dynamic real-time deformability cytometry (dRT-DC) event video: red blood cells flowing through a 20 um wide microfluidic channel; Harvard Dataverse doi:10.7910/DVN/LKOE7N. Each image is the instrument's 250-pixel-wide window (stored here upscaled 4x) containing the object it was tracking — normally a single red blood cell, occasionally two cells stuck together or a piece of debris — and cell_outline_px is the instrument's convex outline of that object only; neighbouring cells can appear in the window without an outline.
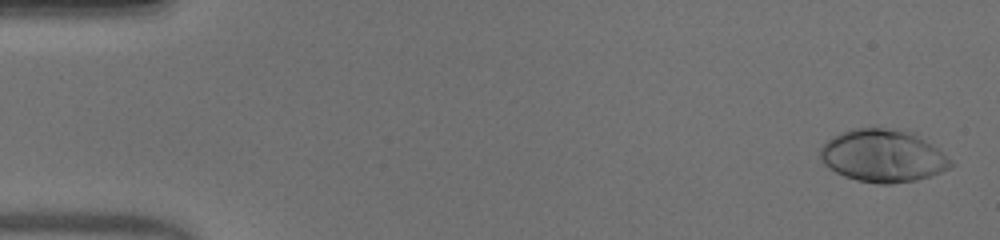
{"species": "human", "species_latin": "Homo sapiens", "temperature_condition": "warm", "stored_images_in_passage": 52, "camera_frame_rate_fps": 3000, "um_per_image_px": 0.085, "donor": {"sex": "male"}, "frame": {"image": 1, "passage_image": 2, "time_ms": 0.333, "image_size_px": [1000, 240], "cell_outline_px": [[956, 164], [940, 172], [916, 180], [892, 184], [880, 184], [856, 180], [844, 176], [828, 168], [824, 164], [820, 156], [820, 148], [832, 136], [840, 132], [852, 128], [884, 128], [916, 132], [952, 160]], "centroid_in_image_um": [75.04, 13.24], "position_along_channel_um": 10.0, "area_um2": 40.11}}
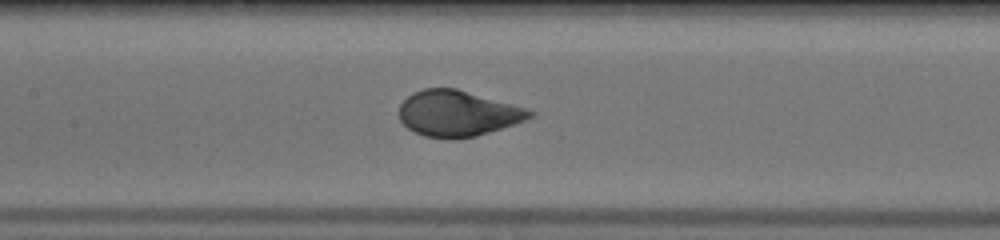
{"frame": {"image": 2, "passage_image": 25, "time_ms": 8.0, "image_size_px": [1000, 240], "cell_outline_px": [[536, 116], [476, 136], [424, 136], [408, 128], [400, 120], [396, 112], [400, 104], [412, 92], [424, 88], [456, 88], [528, 108], [536, 112]], "centroid_in_image_um": [38.89, 9.59], "position_along_channel_um": 168.5, "area_um2": 34.39}}
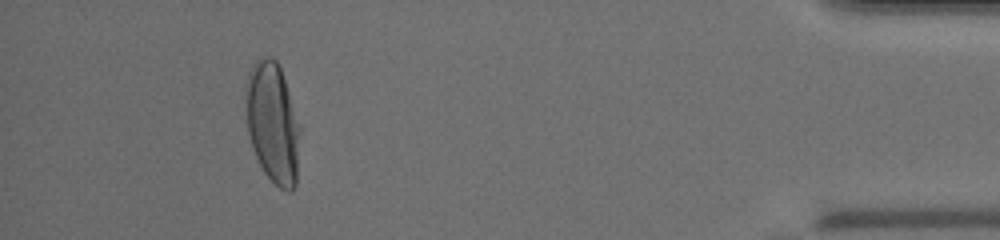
{"frame": {"image": 3, "passage_image": 48, "time_ms": 15.667, "image_size_px": [1000, 240], "cell_outline_px": [[300, 132], [296, 184], [292, 192], [288, 192], [280, 188], [264, 172], [252, 148], [248, 132], [244, 96], [244, 84], [248, 72], [252, 64], [260, 56], [268, 56], [276, 60], [280, 68], [300, 128]], "centroid_in_image_um": [23.14, 10.41], "position_along_channel_um": 412.1, "area_um2": 38.26}, "authors_computed_cell_mechanics": {"area_um2": 36.3273, "velocity_mm_per_s": 3.9451, "shape_relaxation_time_tau1_ms": 3.5589, "shape_relaxation_time_tau2_ms": null, "deformation_change_tau1": 0.2189, "deformation_change_tau2": null}}